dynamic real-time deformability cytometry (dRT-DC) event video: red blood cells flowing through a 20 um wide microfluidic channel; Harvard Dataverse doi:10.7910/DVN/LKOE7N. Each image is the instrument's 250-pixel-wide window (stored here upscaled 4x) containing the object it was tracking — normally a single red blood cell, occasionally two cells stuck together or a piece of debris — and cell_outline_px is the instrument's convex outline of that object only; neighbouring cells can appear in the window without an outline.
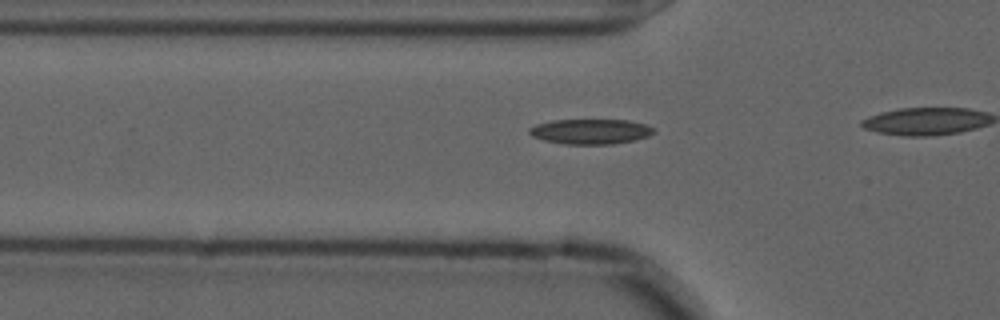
{"species": "common noctule bat (a hibernating species)", "species_latin": "Nyctalus noctula", "temperature_condition": "cold", "stored_images_in_passage": 9, "camera_frame_rate_fps": 3000, "um_per_image_px": 0.085, "animal": {"sex": "male", "forearm_length_mm": 52.5}, "frame": {"image": 1, "passage_image": 6, "time_ms": 1.667, "image_size_px": [1000, 320], "cell_outline_px": [[656, 132], [648, 136], [632, 140], [612, 144], [564, 144], [544, 140], [532, 136], [528, 132], [528, 128], [536, 124], [552, 120], [628, 120], [644, 124], [652, 128]], "centroid_in_image_um": [50.15, 11.17], "position_along_channel_um": 75.6, "area_um2": 18.09}}